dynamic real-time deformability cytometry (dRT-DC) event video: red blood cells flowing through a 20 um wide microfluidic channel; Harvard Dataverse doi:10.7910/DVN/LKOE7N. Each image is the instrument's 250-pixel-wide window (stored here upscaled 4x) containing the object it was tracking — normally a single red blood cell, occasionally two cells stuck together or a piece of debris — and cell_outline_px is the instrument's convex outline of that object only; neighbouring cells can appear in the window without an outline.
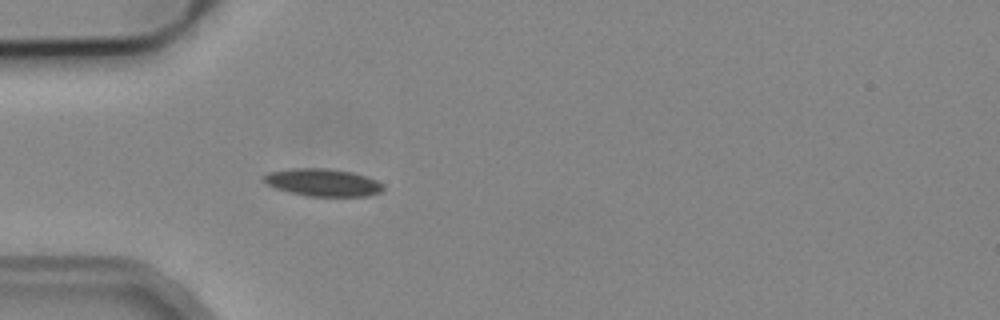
{"species": "common noctule bat (a hibernating species)", "species_latin": "Nyctalus noctula", "temperature_condition": "cold", "stored_images_in_passage": 3, "camera_frame_rate_fps": 3000, "um_per_image_px": 0.085, "animal": {"sex": "male", "body_mass_g": 19.2, "forearm_length_mm": 51.8}, "frame": {"image": 1, "passage_image": 3, "time_ms": 2.333, "image_size_px": [1000, 320], "cell_outline_px": [[384, 188], [380, 192], [368, 196], [308, 196], [276, 188], [268, 184], [260, 176], [268, 172], [292, 168], [324, 168], [352, 172], [376, 180], [384, 184]], "centroid_in_image_um": [27.44, 15.5], "position_along_channel_um": 57.6, "area_um2": 19.02}}